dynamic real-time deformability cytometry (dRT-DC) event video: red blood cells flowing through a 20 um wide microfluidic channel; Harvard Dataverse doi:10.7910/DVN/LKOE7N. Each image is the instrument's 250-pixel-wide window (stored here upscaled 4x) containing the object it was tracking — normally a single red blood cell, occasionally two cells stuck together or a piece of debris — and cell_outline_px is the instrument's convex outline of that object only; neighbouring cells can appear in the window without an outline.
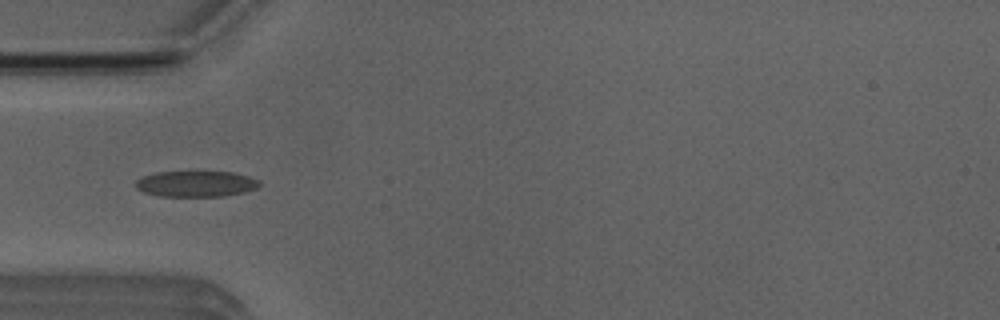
{"species": "Egyptian fruit bat (a non-hibernating species)", "species_latin": "Rousettus aegyptiacus", "temperature_condition": "room temperature", "stored_images_in_passage": 6, "camera_frame_rate_fps": 3000, "um_per_image_px": 0.085, "animal": {"sex": "male"}, "frame": {"image": 1, "passage_image": 5, "time_ms": 4.667, "image_size_px": [1000, 320], "cell_outline_px": [[260, 184], [256, 188], [244, 192], [224, 196], [160, 196], [144, 192], [136, 188], [136, 180], [144, 176], [156, 172], [232, 172], [248, 176], [260, 180]], "centroid_in_image_um": [16.67, 15.63], "position_along_channel_um": 68.3, "area_um2": 18.55}}